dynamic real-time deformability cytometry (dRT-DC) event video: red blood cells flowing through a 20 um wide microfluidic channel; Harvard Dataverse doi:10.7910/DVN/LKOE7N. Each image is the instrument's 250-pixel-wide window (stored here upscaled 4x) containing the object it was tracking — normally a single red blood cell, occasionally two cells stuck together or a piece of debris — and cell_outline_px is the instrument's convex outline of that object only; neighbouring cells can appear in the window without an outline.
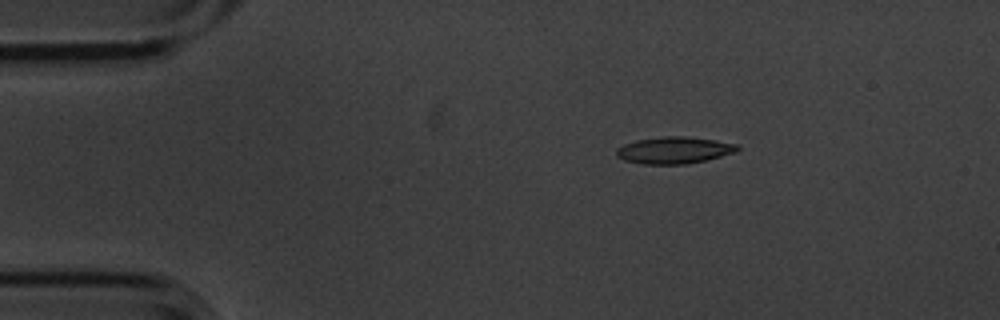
{"species": "common noctule bat (a hibernating species)", "species_latin": "Nyctalus noctula", "temperature_condition": "cold", "stored_images_in_passage": 2, "camera_frame_rate_fps": 3000, "um_per_image_px": 0.085, "animal": {"sex": "male", "body_mass_g": 20.1, "forearm_length_mm": 53.5}, "frame": {"image": 1, "passage_image": 1, "time_ms": 0.0, "image_size_px": [1000, 320], "cell_outline_px": [[740, 148], [736, 152], [704, 160], [684, 164], [644, 164], [624, 160], [616, 156], [616, 148], [624, 144], [636, 140], [664, 136], [684, 136], [716, 140], [736, 144]], "centroid_in_image_um": [57.27, 12.76], "position_along_channel_um": 27.7, "area_um2": 18.79}}